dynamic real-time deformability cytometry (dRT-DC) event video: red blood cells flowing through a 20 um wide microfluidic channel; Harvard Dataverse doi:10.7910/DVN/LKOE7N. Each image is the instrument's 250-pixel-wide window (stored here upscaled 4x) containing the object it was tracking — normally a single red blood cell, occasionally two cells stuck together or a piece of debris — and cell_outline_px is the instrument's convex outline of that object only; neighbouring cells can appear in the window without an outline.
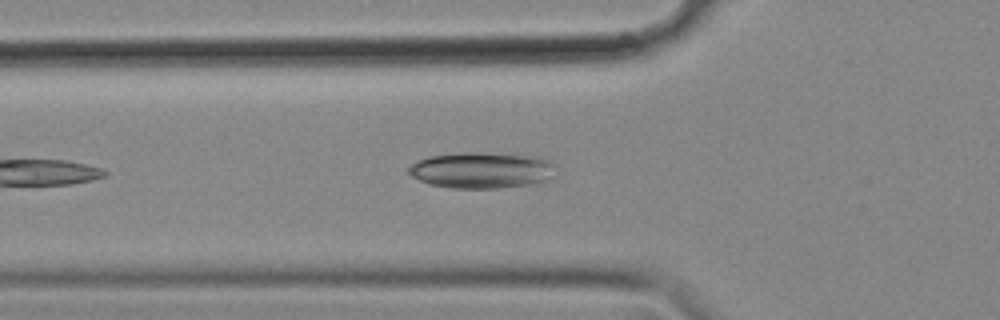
{"species": "common noctule bat (a hibernating species)", "species_latin": "Nyctalus noctula", "temperature_condition": "cold", "stored_images_in_passage": 44, "camera_frame_rate_fps": 3000, "um_per_image_px": 0.085, "animal": {"sex": "female", "body_mass_g": 18.4}, "frame": {"image": 1, "passage_image": 7, "time_ms": 2.0, "image_size_px": [1000, 320], "cell_outline_px": [[552, 164], [544, 180], [528, 184], [496, 188], [452, 188], [428, 184], [412, 176], [408, 172], [408, 168], [412, 164], [428, 156], [464, 152], [484, 152], [540, 156], [548, 160]], "centroid_in_image_um": [40.83, 14.45], "position_along_channel_um": 85.0, "area_um2": 30.4}}
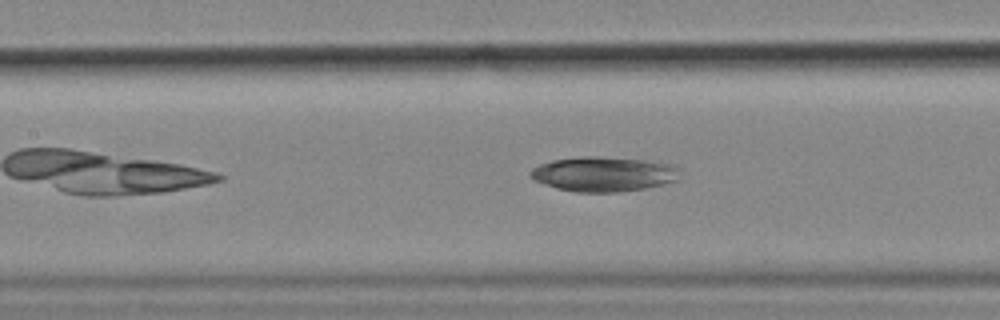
{"frame": {"image": 2, "passage_image": 13, "time_ms": 4.0, "image_size_px": [1000, 320], "cell_outline_px": [[680, 180], [664, 184], [644, 188], [620, 192], [576, 192], [556, 188], [532, 180], [528, 176], [528, 172], [532, 168], [540, 164], [552, 160], [584, 156], [600, 156], [640, 160], [672, 164], [676, 168]], "centroid_in_image_um": [51.24, 14.8], "position_along_channel_um": 156.2, "area_um2": 30.35}}
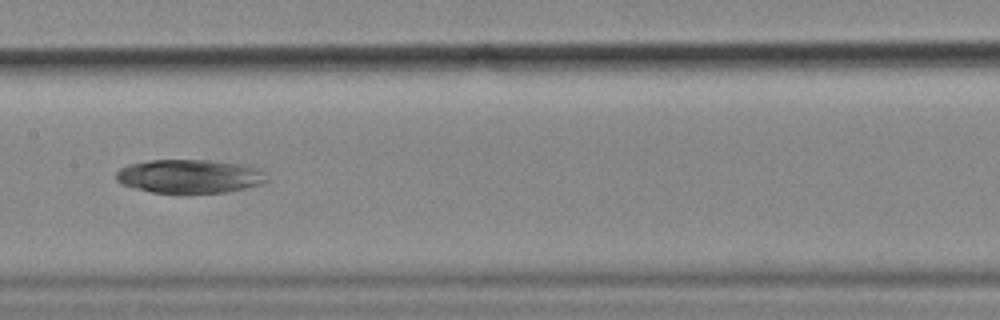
{"frame": {"image": 3, "passage_image": 16, "time_ms": 5.0, "image_size_px": [1000, 320], "cell_outline_px": [[268, 180], [260, 184], [244, 188], [224, 192], [152, 192], [120, 184], [116, 180], [116, 172], [120, 168], [128, 164], [148, 160], [208, 160], [252, 164], [260, 168], [264, 172]], "centroid_in_image_um": [16.14, 14.95], "position_along_channel_um": 191.3, "area_um2": 29.71}}